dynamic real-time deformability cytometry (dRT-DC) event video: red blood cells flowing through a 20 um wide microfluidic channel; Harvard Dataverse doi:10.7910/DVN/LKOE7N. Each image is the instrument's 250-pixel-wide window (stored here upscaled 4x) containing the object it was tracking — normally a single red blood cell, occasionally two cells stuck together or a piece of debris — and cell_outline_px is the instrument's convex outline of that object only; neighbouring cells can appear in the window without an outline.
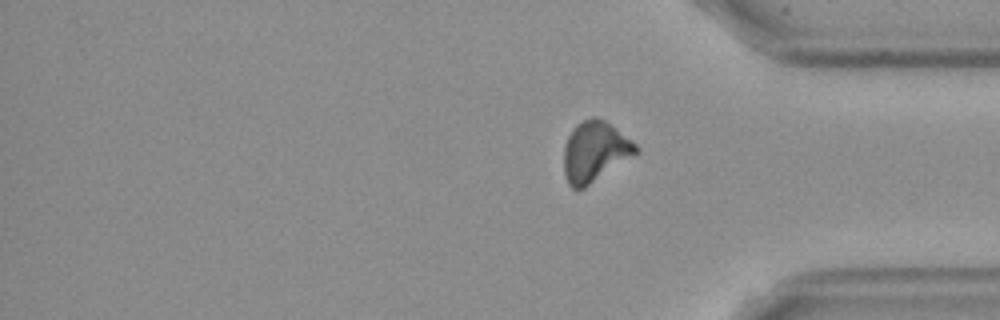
{"species": "Egyptian fruit bat (a non-hibernating species)", "species_latin": "Rousettus aegyptiacus", "temperature_condition": "cold", "stored_images_in_passage": 15, "segment_of_instrument_passage": [2, 2], "camera_frame_rate_fps": 3000, "um_per_image_px": 0.085, "frame": {"image": 1, "passage_image": 15, "time_ms": 18.0, "image_size_px": [1000, 320], "cell_outline_px": [[640, 152], [584, 188], [572, 188], [568, 184], [564, 172], [564, 144], [572, 128], [576, 124], [592, 116], [596, 116], [612, 124], [632, 140], [640, 148]], "centroid_in_image_um": [50.58, 12.86], "position_along_channel_um": 384.6, "area_um2": 25.61}}